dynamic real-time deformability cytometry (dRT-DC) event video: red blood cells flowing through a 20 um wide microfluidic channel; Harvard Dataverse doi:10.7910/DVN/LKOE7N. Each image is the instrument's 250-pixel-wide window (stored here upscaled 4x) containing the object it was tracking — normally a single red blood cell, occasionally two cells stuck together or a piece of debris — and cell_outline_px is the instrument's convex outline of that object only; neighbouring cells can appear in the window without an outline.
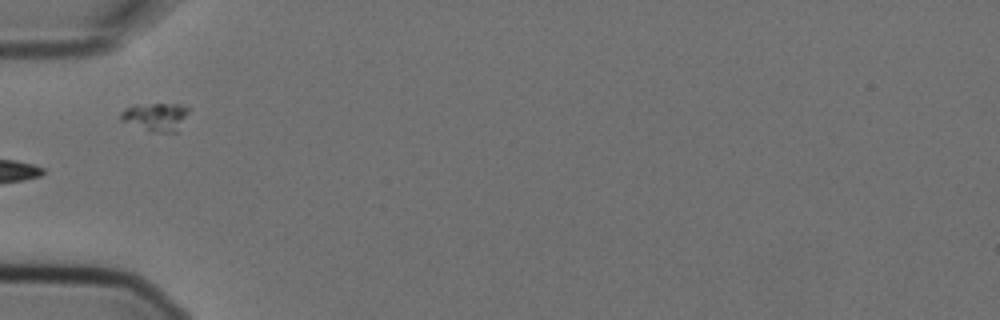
{"species": "Egyptian fruit bat (a non-hibernating species)", "species_latin": "Rousettus aegyptiacus", "temperature_condition": "cold", "stored_images_in_passage": 7, "camera_frame_rate_fps": 3000, "um_per_image_px": 0.085, "animal": {"sex": "female"}, "frame": {"image": 1, "passage_image": 6, "time_ms": 1.667, "image_size_px": [1000, 320], "cell_outline_px": [[188, 112], [176, 132], [152, 132], [120, 120], [120, 112], [124, 108], [132, 104], [180, 104], [188, 108]], "centroid_in_image_um": [13.18, 9.91], "position_along_channel_um": 71.8, "area_um2": 11.1}}
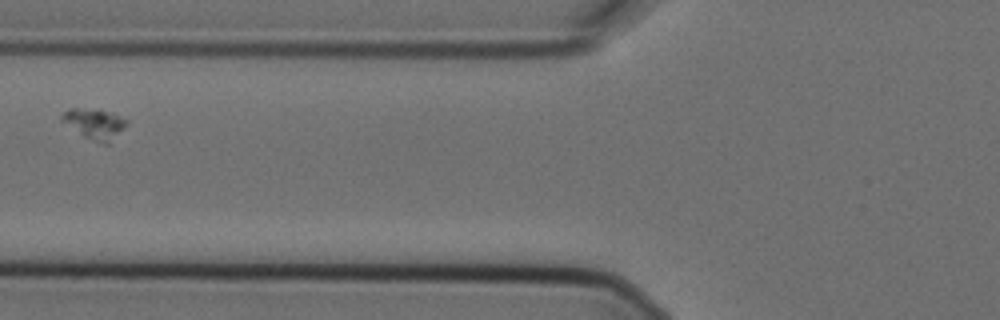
{"frame": {"image": 2, "passage_image": 7, "time_ms": 2.0, "image_size_px": [1000, 320], "cell_outline_px": [[128, 124], [108, 144], [104, 144], [84, 136], [60, 120], [60, 116], [68, 108], [76, 108], [104, 112], [120, 116], [128, 120]], "centroid_in_image_um": [8.03, 10.53], "position_along_channel_um": 117.8, "area_um2": 10.98}}